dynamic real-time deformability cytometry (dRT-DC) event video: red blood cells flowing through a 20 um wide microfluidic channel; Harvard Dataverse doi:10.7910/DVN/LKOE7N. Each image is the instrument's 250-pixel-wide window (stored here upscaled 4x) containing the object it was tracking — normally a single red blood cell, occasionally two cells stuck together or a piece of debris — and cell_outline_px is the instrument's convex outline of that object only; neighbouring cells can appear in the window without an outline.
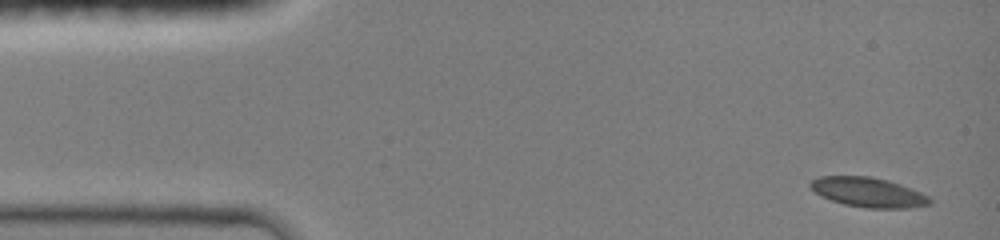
{"species": "common noctule bat (a hibernating species)", "species_latin": "Nyctalus noctula", "temperature_condition": "room temperature", "stored_images_in_passage": 34, "camera_frame_rate_fps": 3000, "um_per_image_px": 0.085, "animal": {"sex": "female", "body_mass_g": 19.0, "forearm_length_mm": 51.5}, "frame": {"image": 1, "passage_image": 1, "time_ms": 0.0, "image_size_px": [1000, 240], "cell_outline_px": [[932, 200], [928, 204], [908, 208], [868, 208], [844, 204], [832, 200], [816, 192], [808, 184], [812, 180], [820, 176], [868, 176], [888, 180], [900, 184], [920, 192], [928, 196]], "centroid_in_image_um": [73.8, 16.34], "position_along_channel_um": 11.2, "area_um2": 20.29}}
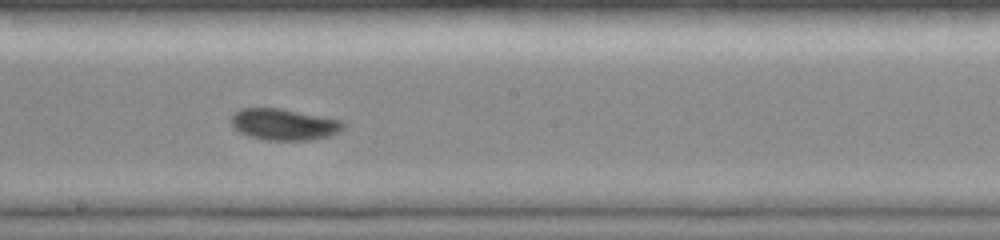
{"frame": {"image": 2, "passage_image": 19, "time_ms": 7.667, "image_size_px": [1000, 240], "cell_outline_px": [[344, 128], [340, 132], [332, 136], [312, 140], [264, 140], [248, 136], [240, 132], [228, 120], [240, 108], [280, 108], [344, 120]], "centroid_in_image_um": [24.18, 10.58], "position_along_channel_um": 224.0, "area_um2": 20.81}}
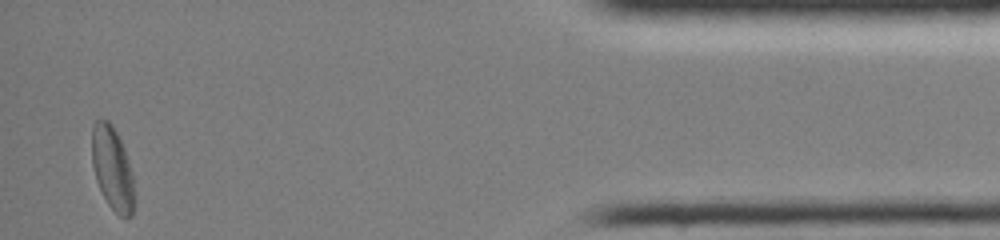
{"frame": {"image": 3, "passage_image": 34, "time_ms": 14.0, "image_size_px": [1000, 240], "cell_outline_px": [[132, 216], [124, 220], [108, 204], [96, 180], [92, 164], [92, 124], [96, 120], [108, 120], [112, 124], [124, 148], [132, 172]], "centroid_in_image_um": [9.52, 14.29], "position_along_channel_um": 425.7, "area_um2": 20.23}, "authors_computed_cell_mechanics": {"area_um2": 20.2878, "velocity_mm_per_s": 4.1258, "shape_relaxation_time_tau1_ms": 2.2084, "shape_relaxation_time_tau2_ms": 2.0931, "deformation_change_tau1": 0.1196, "deformation_change_tau2": 0.0479}}